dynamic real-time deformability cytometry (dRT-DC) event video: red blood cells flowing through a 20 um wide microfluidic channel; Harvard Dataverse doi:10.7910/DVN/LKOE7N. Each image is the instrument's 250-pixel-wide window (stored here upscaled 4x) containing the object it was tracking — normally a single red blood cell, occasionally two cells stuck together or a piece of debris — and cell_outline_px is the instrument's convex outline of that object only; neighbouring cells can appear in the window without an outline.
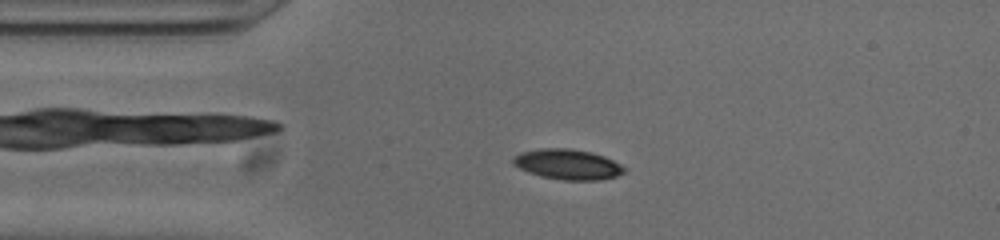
{"species": "common noctule bat (a hibernating species)", "species_latin": "Nyctalus noctula", "temperature_condition": "cold", "stored_images_in_passage": 51, "camera_frame_rate_fps": 3000, "um_per_image_px": 0.085, "animal": {"sex": "male", "body_mass_g": 20.0, "forearm_length_mm": 53.3}, "frame": {"image": 1, "passage_image": 10, "time_ms": 3.0, "image_size_px": [1000, 240], "cell_outline_px": [[628, 168], [624, 172], [616, 176], [600, 180], [564, 180], [540, 176], [528, 172], [512, 164], [512, 156], [520, 152], [540, 148], [572, 148], [592, 152], [604, 156]], "centroid_in_image_um": [48.24, 13.96], "position_along_channel_um": 36.8, "area_um2": 19.83}}
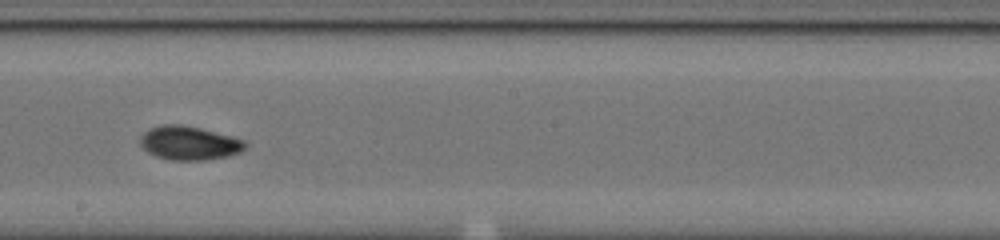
{"frame": {"image": 2, "passage_image": 27, "time_ms": 8.667, "image_size_px": [1000, 240], "cell_outline_px": [[248, 148], [240, 152], [228, 156], [208, 160], [168, 160], [156, 156], [148, 152], [140, 144], [140, 136], [148, 128], [160, 124], [180, 124], [200, 128], [232, 136], [244, 140], [248, 144]], "centroid_in_image_um": [16.09, 12.16], "position_along_channel_um": 232.1, "area_um2": 20.98}}
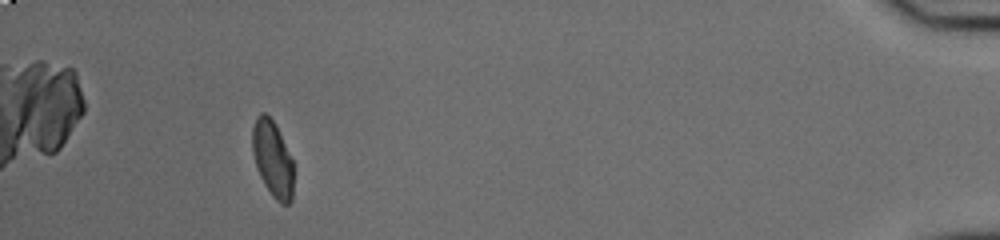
{"frame": {"image": 3, "passage_image": 47, "time_ms": 15.333, "image_size_px": [1000, 240], "cell_outline_px": [[292, 200], [288, 204], [280, 204], [272, 196], [264, 184], [256, 168], [252, 152], [252, 128], [256, 116], [260, 112], [264, 112], [276, 124], [292, 160]], "centroid_in_image_um": [23.14, 13.49], "position_along_channel_um": 412.1, "area_um2": 18.26}, "authors_computed_cell_mechanics": {"area_um2": 19.5942, "velocity_mm_per_s": 3.8335, "shape_relaxation_time_tau1_ms": 7.7156, "shape_relaxation_time_tau2_ms": 2.7508, "deformation_change_tau1": 0.2034, "deformation_change_tau2": 0.0597}}